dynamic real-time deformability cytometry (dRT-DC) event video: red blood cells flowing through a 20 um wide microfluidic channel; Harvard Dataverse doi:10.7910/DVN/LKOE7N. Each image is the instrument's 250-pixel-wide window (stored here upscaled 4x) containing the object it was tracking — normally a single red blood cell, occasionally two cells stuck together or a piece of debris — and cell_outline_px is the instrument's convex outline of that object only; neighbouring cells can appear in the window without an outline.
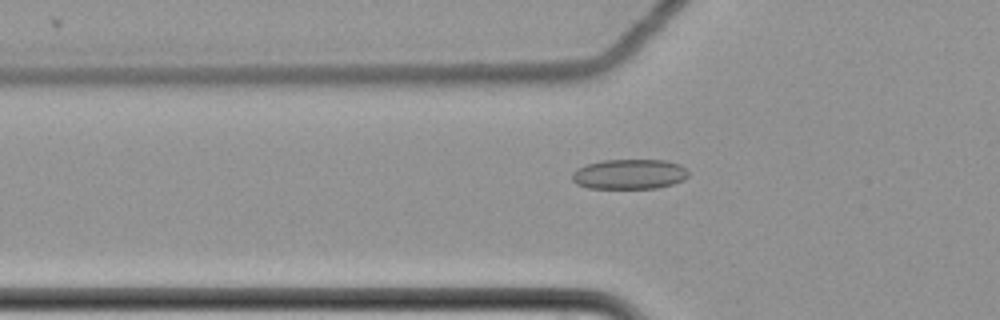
{"species": "common noctule bat (a hibernating species)", "species_latin": "Nyctalus noctula", "temperature_condition": "cold", "stored_images_in_passage": 61, "camera_frame_rate_fps": 3000, "um_per_image_px": 0.085, "animal": {"sex": "female", "body_mass_g": 22.7, "forearm_length_mm": 54.2}, "frame": {"image": 1, "passage_image": 22, "time_ms": 7.0, "image_size_px": [1000, 320], "cell_outline_px": [[688, 176], [684, 180], [672, 184], [656, 188], [588, 188], [576, 184], [572, 180], [572, 172], [576, 168], [588, 164], [604, 160], [664, 160], [680, 164], [688, 172]], "centroid_in_image_um": [53.48, 14.8], "position_along_channel_um": 72.3, "area_um2": 20.35}}
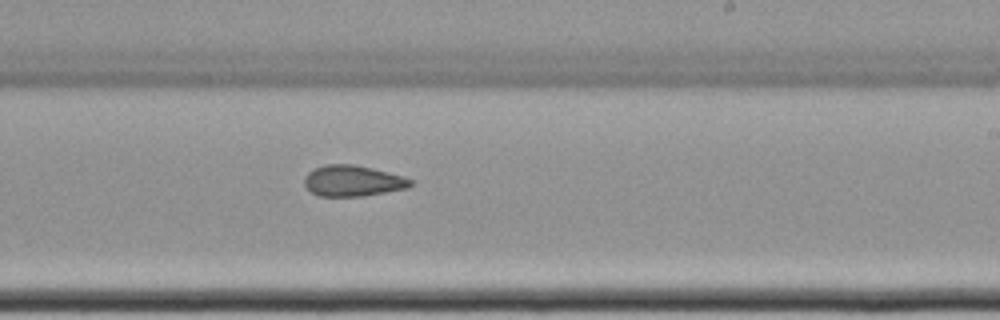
{"frame": {"image": 2, "passage_image": 38, "time_ms": 12.333, "image_size_px": [1000, 320], "cell_outline_px": [[412, 184], [408, 188], [364, 196], [320, 196], [312, 192], [304, 184], [304, 176], [308, 172], [324, 164], [352, 164], [372, 168], [404, 176], [412, 180]], "centroid_in_image_um": [29.99, 15.37], "position_along_channel_um": 259.0, "area_um2": 19.13}}
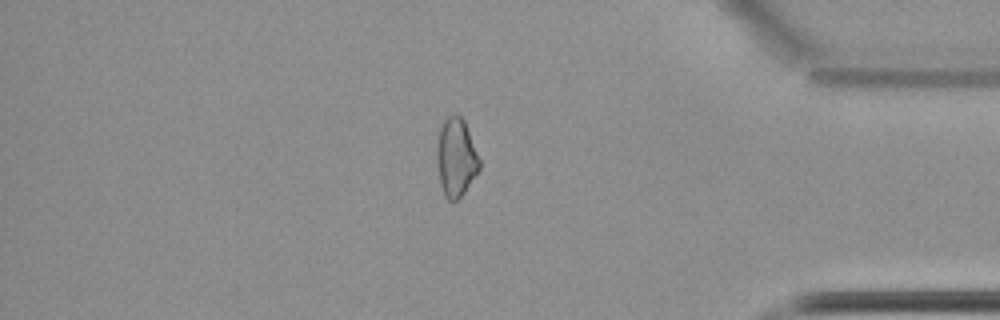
{"frame": {"image": 3, "passage_image": 52, "time_ms": 17.0, "image_size_px": [1000, 320], "cell_outline_px": [[480, 168], [464, 192], [452, 204], [444, 196], [440, 184], [436, 152], [440, 128], [444, 120], [448, 116], [460, 116], [464, 120], [480, 160]], "centroid_in_image_um": [38.75, 13.42], "position_along_channel_um": 396.4, "area_um2": 19.19}, "authors_computed_cell_mechanics": {"area_um2": 20.3456, "velocity_mm_per_s": 3.5156, "shape_relaxation_time_tau1_ms": null, "shape_relaxation_time_tau2_ms": 3.7892, "deformation_change_tau1": null, "deformation_change_tau2": 0.1045}}